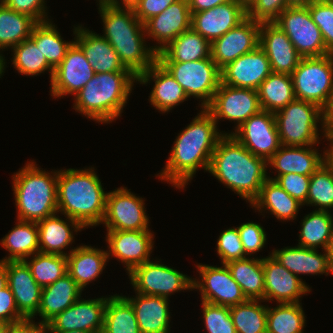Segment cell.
Returning <instances> with one entry per match:
<instances>
[{
    "label": "cell",
    "instance_id": "cell-16",
    "mask_svg": "<svg viewBox=\"0 0 333 333\" xmlns=\"http://www.w3.org/2000/svg\"><path fill=\"white\" fill-rule=\"evenodd\" d=\"M107 299L108 297L88 300L79 298L73 305L43 325V331L82 330L102 333Z\"/></svg>",
    "mask_w": 333,
    "mask_h": 333
},
{
    "label": "cell",
    "instance_id": "cell-13",
    "mask_svg": "<svg viewBox=\"0 0 333 333\" xmlns=\"http://www.w3.org/2000/svg\"><path fill=\"white\" fill-rule=\"evenodd\" d=\"M216 123L220 119L237 122L238 129L252 115L262 110L257 90L220 83L212 102L205 108Z\"/></svg>",
    "mask_w": 333,
    "mask_h": 333
},
{
    "label": "cell",
    "instance_id": "cell-9",
    "mask_svg": "<svg viewBox=\"0 0 333 333\" xmlns=\"http://www.w3.org/2000/svg\"><path fill=\"white\" fill-rule=\"evenodd\" d=\"M181 85L188 98L200 99L206 108L221 83V69L209 58L187 62H159Z\"/></svg>",
    "mask_w": 333,
    "mask_h": 333
},
{
    "label": "cell",
    "instance_id": "cell-7",
    "mask_svg": "<svg viewBox=\"0 0 333 333\" xmlns=\"http://www.w3.org/2000/svg\"><path fill=\"white\" fill-rule=\"evenodd\" d=\"M280 144L283 146H314L319 144L318 123L325 129V111L312 102L295 99L274 113ZM321 120V122H319Z\"/></svg>",
    "mask_w": 333,
    "mask_h": 333
},
{
    "label": "cell",
    "instance_id": "cell-26",
    "mask_svg": "<svg viewBox=\"0 0 333 333\" xmlns=\"http://www.w3.org/2000/svg\"><path fill=\"white\" fill-rule=\"evenodd\" d=\"M75 43L82 49L95 74L130 71L121 63L112 45L101 35L78 25L73 29Z\"/></svg>",
    "mask_w": 333,
    "mask_h": 333
},
{
    "label": "cell",
    "instance_id": "cell-68",
    "mask_svg": "<svg viewBox=\"0 0 333 333\" xmlns=\"http://www.w3.org/2000/svg\"><path fill=\"white\" fill-rule=\"evenodd\" d=\"M98 1H99L98 5H108L111 2V0H98Z\"/></svg>",
    "mask_w": 333,
    "mask_h": 333
},
{
    "label": "cell",
    "instance_id": "cell-59",
    "mask_svg": "<svg viewBox=\"0 0 333 333\" xmlns=\"http://www.w3.org/2000/svg\"><path fill=\"white\" fill-rule=\"evenodd\" d=\"M324 122L328 140H333V97L329 107L325 110Z\"/></svg>",
    "mask_w": 333,
    "mask_h": 333
},
{
    "label": "cell",
    "instance_id": "cell-57",
    "mask_svg": "<svg viewBox=\"0 0 333 333\" xmlns=\"http://www.w3.org/2000/svg\"><path fill=\"white\" fill-rule=\"evenodd\" d=\"M32 320L10 325L6 333H44L43 326Z\"/></svg>",
    "mask_w": 333,
    "mask_h": 333
},
{
    "label": "cell",
    "instance_id": "cell-19",
    "mask_svg": "<svg viewBox=\"0 0 333 333\" xmlns=\"http://www.w3.org/2000/svg\"><path fill=\"white\" fill-rule=\"evenodd\" d=\"M108 259L113 256L124 265L129 273L133 268L150 260L154 245L151 230L121 231L106 230Z\"/></svg>",
    "mask_w": 333,
    "mask_h": 333
},
{
    "label": "cell",
    "instance_id": "cell-23",
    "mask_svg": "<svg viewBox=\"0 0 333 333\" xmlns=\"http://www.w3.org/2000/svg\"><path fill=\"white\" fill-rule=\"evenodd\" d=\"M192 14L188 0H177L163 12L144 23L146 36L158 41L152 48L159 53L181 33L191 28Z\"/></svg>",
    "mask_w": 333,
    "mask_h": 333
},
{
    "label": "cell",
    "instance_id": "cell-31",
    "mask_svg": "<svg viewBox=\"0 0 333 333\" xmlns=\"http://www.w3.org/2000/svg\"><path fill=\"white\" fill-rule=\"evenodd\" d=\"M271 255L286 269L294 275L310 274L328 275L332 273L329 264L328 251L321 254L317 249H309L301 246L285 247L280 250H273Z\"/></svg>",
    "mask_w": 333,
    "mask_h": 333
},
{
    "label": "cell",
    "instance_id": "cell-34",
    "mask_svg": "<svg viewBox=\"0 0 333 333\" xmlns=\"http://www.w3.org/2000/svg\"><path fill=\"white\" fill-rule=\"evenodd\" d=\"M211 43L192 27L157 53L158 62H187L209 58Z\"/></svg>",
    "mask_w": 333,
    "mask_h": 333
},
{
    "label": "cell",
    "instance_id": "cell-54",
    "mask_svg": "<svg viewBox=\"0 0 333 333\" xmlns=\"http://www.w3.org/2000/svg\"><path fill=\"white\" fill-rule=\"evenodd\" d=\"M11 10L32 17L37 23L49 21L45 0H3Z\"/></svg>",
    "mask_w": 333,
    "mask_h": 333
},
{
    "label": "cell",
    "instance_id": "cell-20",
    "mask_svg": "<svg viewBox=\"0 0 333 333\" xmlns=\"http://www.w3.org/2000/svg\"><path fill=\"white\" fill-rule=\"evenodd\" d=\"M264 302L273 299L279 303H298L310 292L309 285L281 265L271 254L263 258Z\"/></svg>",
    "mask_w": 333,
    "mask_h": 333
},
{
    "label": "cell",
    "instance_id": "cell-3",
    "mask_svg": "<svg viewBox=\"0 0 333 333\" xmlns=\"http://www.w3.org/2000/svg\"><path fill=\"white\" fill-rule=\"evenodd\" d=\"M94 169L58 171V212L77 221L84 229L102 224L106 212L107 193Z\"/></svg>",
    "mask_w": 333,
    "mask_h": 333
},
{
    "label": "cell",
    "instance_id": "cell-15",
    "mask_svg": "<svg viewBox=\"0 0 333 333\" xmlns=\"http://www.w3.org/2000/svg\"><path fill=\"white\" fill-rule=\"evenodd\" d=\"M197 269L201 280L193 278V289H199L201 301L232 307L247 300L225 264L217 267L200 263Z\"/></svg>",
    "mask_w": 333,
    "mask_h": 333
},
{
    "label": "cell",
    "instance_id": "cell-14",
    "mask_svg": "<svg viewBox=\"0 0 333 333\" xmlns=\"http://www.w3.org/2000/svg\"><path fill=\"white\" fill-rule=\"evenodd\" d=\"M232 135L255 156L268 161L280 148L274 113L261 110L247 119Z\"/></svg>",
    "mask_w": 333,
    "mask_h": 333
},
{
    "label": "cell",
    "instance_id": "cell-38",
    "mask_svg": "<svg viewBox=\"0 0 333 333\" xmlns=\"http://www.w3.org/2000/svg\"><path fill=\"white\" fill-rule=\"evenodd\" d=\"M262 110L276 113L296 99L291 75L272 72L258 87Z\"/></svg>",
    "mask_w": 333,
    "mask_h": 333
},
{
    "label": "cell",
    "instance_id": "cell-69",
    "mask_svg": "<svg viewBox=\"0 0 333 333\" xmlns=\"http://www.w3.org/2000/svg\"><path fill=\"white\" fill-rule=\"evenodd\" d=\"M239 1L247 5L251 0H239Z\"/></svg>",
    "mask_w": 333,
    "mask_h": 333
},
{
    "label": "cell",
    "instance_id": "cell-10",
    "mask_svg": "<svg viewBox=\"0 0 333 333\" xmlns=\"http://www.w3.org/2000/svg\"><path fill=\"white\" fill-rule=\"evenodd\" d=\"M135 293L169 298L170 294L181 290H192L193 279L176 269L149 260L127 273Z\"/></svg>",
    "mask_w": 333,
    "mask_h": 333
},
{
    "label": "cell",
    "instance_id": "cell-51",
    "mask_svg": "<svg viewBox=\"0 0 333 333\" xmlns=\"http://www.w3.org/2000/svg\"><path fill=\"white\" fill-rule=\"evenodd\" d=\"M288 6L286 0H251L247 5V18L259 23H272Z\"/></svg>",
    "mask_w": 333,
    "mask_h": 333
},
{
    "label": "cell",
    "instance_id": "cell-43",
    "mask_svg": "<svg viewBox=\"0 0 333 333\" xmlns=\"http://www.w3.org/2000/svg\"><path fill=\"white\" fill-rule=\"evenodd\" d=\"M305 313L301 303H279L267 306L266 333H304Z\"/></svg>",
    "mask_w": 333,
    "mask_h": 333
},
{
    "label": "cell",
    "instance_id": "cell-52",
    "mask_svg": "<svg viewBox=\"0 0 333 333\" xmlns=\"http://www.w3.org/2000/svg\"><path fill=\"white\" fill-rule=\"evenodd\" d=\"M268 179L275 180L289 195L302 205L306 204L310 176L290 173L279 175L274 178L268 176Z\"/></svg>",
    "mask_w": 333,
    "mask_h": 333
},
{
    "label": "cell",
    "instance_id": "cell-4",
    "mask_svg": "<svg viewBox=\"0 0 333 333\" xmlns=\"http://www.w3.org/2000/svg\"><path fill=\"white\" fill-rule=\"evenodd\" d=\"M103 21V37L117 52L121 63L135 76H139L157 61V52L145 42L144 24L133 9H118L99 5Z\"/></svg>",
    "mask_w": 333,
    "mask_h": 333
},
{
    "label": "cell",
    "instance_id": "cell-63",
    "mask_svg": "<svg viewBox=\"0 0 333 333\" xmlns=\"http://www.w3.org/2000/svg\"><path fill=\"white\" fill-rule=\"evenodd\" d=\"M327 251H328V255H329L330 268H331V271L333 274V233H332L330 244H329Z\"/></svg>",
    "mask_w": 333,
    "mask_h": 333
},
{
    "label": "cell",
    "instance_id": "cell-8",
    "mask_svg": "<svg viewBox=\"0 0 333 333\" xmlns=\"http://www.w3.org/2000/svg\"><path fill=\"white\" fill-rule=\"evenodd\" d=\"M296 99L317 104L324 111L333 97V54L302 57L291 74Z\"/></svg>",
    "mask_w": 333,
    "mask_h": 333
},
{
    "label": "cell",
    "instance_id": "cell-67",
    "mask_svg": "<svg viewBox=\"0 0 333 333\" xmlns=\"http://www.w3.org/2000/svg\"><path fill=\"white\" fill-rule=\"evenodd\" d=\"M9 326L10 325L8 323L0 320V333H6V330Z\"/></svg>",
    "mask_w": 333,
    "mask_h": 333
},
{
    "label": "cell",
    "instance_id": "cell-29",
    "mask_svg": "<svg viewBox=\"0 0 333 333\" xmlns=\"http://www.w3.org/2000/svg\"><path fill=\"white\" fill-rule=\"evenodd\" d=\"M124 297L134 309L141 333H168L170 331L169 299L138 293L134 298Z\"/></svg>",
    "mask_w": 333,
    "mask_h": 333
},
{
    "label": "cell",
    "instance_id": "cell-58",
    "mask_svg": "<svg viewBox=\"0 0 333 333\" xmlns=\"http://www.w3.org/2000/svg\"><path fill=\"white\" fill-rule=\"evenodd\" d=\"M232 0H188L191 13L202 12Z\"/></svg>",
    "mask_w": 333,
    "mask_h": 333
},
{
    "label": "cell",
    "instance_id": "cell-40",
    "mask_svg": "<svg viewBox=\"0 0 333 333\" xmlns=\"http://www.w3.org/2000/svg\"><path fill=\"white\" fill-rule=\"evenodd\" d=\"M37 22L30 16L0 4V50L13 48L31 37ZM1 53V52H0ZM2 55V54H0Z\"/></svg>",
    "mask_w": 333,
    "mask_h": 333
},
{
    "label": "cell",
    "instance_id": "cell-6",
    "mask_svg": "<svg viewBox=\"0 0 333 333\" xmlns=\"http://www.w3.org/2000/svg\"><path fill=\"white\" fill-rule=\"evenodd\" d=\"M41 169L31 161L12 176L18 220L37 223L58 213V170L51 175Z\"/></svg>",
    "mask_w": 333,
    "mask_h": 333
},
{
    "label": "cell",
    "instance_id": "cell-18",
    "mask_svg": "<svg viewBox=\"0 0 333 333\" xmlns=\"http://www.w3.org/2000/svg\"><path fill=\"white\" fill-rule=\"evenodd\" d=\"M260 26L261 23L246 18L211 43V59L222 69L238 57L254 51L259 46Z\"/></svg>",
    "mask_w": 333,
    "mask_h": 333
},
{
    "label": "cell",
    "instance_id": "cell-24",
    "mask_svg": "<svg viewBox=\"0 0 333 333\" xmlns=\"http://www.w3.org/2000/svg\"><path fill=\"white\" fill-rule=\"evenodd\" d=\"M5 265L7 285L14 295L18 311L26 320L33 321L40 307L42 287L24 260L7 261Z\"/></svg>",
    "mask_w": 333,
    "mask_h": 333
},
{
    "label": "cell",
    "instance_id": "cell-2",
    "mask_svg": "<svg viewBox=\"0 0 333 333\" xmlns=\"http://www.w3.org/2000/svg\"><path fill=\"white\" fill-rule=\"evenodd\" d=\"M267 161L255 156L232 135H224L212 154L208 172L250 205L268 179Z\"/></svg>",
    "mask_w": 333,
    "mask_h": 333
},
{
    "label": "cell",
    "instance_id": "cell-35",
    "mask_svg": "<svg viewBox=\"0 0 333 333\" xmlns=\"http://www.w3.org/2000/svg\"><path fill=\"white\" fill-rule=\"evenodd\" d=\"M251 206L260 213L268 210L278 220L287 221L296 219L299 208L303 205L289 195L275 180L267 179Z\"/></svg>",
    "mask_w": 333,
    "mask_h": 333
},
{
    "label": "cell",
    "instance_id": "cell-1",
    "mask_svg": "<svg viewBox=\"0 0 333 333\" xmlns=\"http://www.w3.org/2000/svg\"><path fill=\"white\" fill-rule=\"evenodd\" d=\"M213 116L202 108L174 141L164 169L157 176L178 189H184L198 169L208 171L218 141L227 133L219 132Z\"/></svg>",
    "mask_w": 333,
    "mask_h": 333
},
{
    "label": "cell",
    "instance_id": "cell-41",
    "mask_svg": "<svg viewBox=\"0 0 333 333\" xmlns=\"http://www.w3.org/2000/svg\"><path fill=\"white\" fill-rule=\"evenodd\" d=\"M30 39L37 45L54 69L62 62L67 50L75 42L63 40L55 24L51 21L37 23L33 27Z\"/></svg>",
    "mask_w": 333,
    "mask_h": 333
},
{
    "label": "cell",
    "instance_id": "cell-11",
    "mask_svg": "<svg viewBox=\"0 0 333 333\" xmlns=\"http://www.w3.org/2000/svg\"><path fill=\"white\" fill-rule=\"evenodd\" d=\"M286 33L302 57H319L330 54L321 32L312 20L308 6L287 7L273 22Z\"/></svg>",
    "mask_w": 333,
    "mask_h": 333
},
{
    "label": "cell",
    "instance_id": "cell-66",
    "mask_svg": "<svg viewBox=\"0 0 333 333\" xmlns=\"http://www.w3.org/2000/svg\"><path fill=\"white\" fill-rule=\"evenodd\" d=\"M6 63L7 62H5V58L2 55H0V78H1L2 74H4V69L6 68L5 67Z\"/></svg>",
    "mask_w": 333,
    "mask_h": 333
},
{
    "label": "cell",
    "instance_id": "cell-62",
    "mask_svg": "<svg viewBox=\"0 0 333 333\" xmlns=\"http://www.w3.org/2000/svg\"><path fill=\"white\" fill-rule=\"evenodd\" d=\"M314 0H286L289 7L308 6Z\"/></svg>",
    "mask_w": 333,
    "mask_h": 333
},
{
    "label": "cell",
    "instance_id": "cell-17",
    "mask_svg": "<svg viewBox=\"0 0 333 333\" xmlns=\"http://www.w3.org/2000/svg\"><path fill=\"white\" fill-rule=\"evenodd\" d=\"M95 75L82 49L74 42L62 62L54 69L50 82L51 96L59 98L78 93Z\"/></svg>",
    "mask_w": 333,
    "mask_h": 333
},
{
    "label": "cell",
    "instance_id": "cell-53",
    "mask_svg": "<svg viewBox=\"0 0 333 333\" xmlns=\"http://www.w3.org/2000/svg\"><path fill=\"white\" fill-rule=\"evenodd\" d=\"M238 228L240 239L246 255L259 252L266 244V232L264 228L252 222L242 223Z\"/></svg>",
    "mask_w": 333,
    "mask_h": 333
},
{
    "label": "cell",
    "instance_id": "cell-33",
    "mask_svg": "<svg viewBox=\"0 0 333 333\" xmlns=\"http://www.w3.org/2000/svg\"><path fill=\"white\" fill-rule=\"evenodd\" d=\"M108 262L107 251L82 245L70 249L67 255V273L83 290L99 277Z\"/></svg>",
    "mask_w": 333,
    "mask_h": 333
},
{
    "label": "cell",
    "instance_id": "cell-25",
    "mask_svg": "<svg viewBox=\"0 0 333 333\" xmlns=\"http://www.w3.org/2000/svg\"><path fill=\"white\" fill-rule=\"evenodd\" d=\"M259 47L267 55L275 73L291 75L302 59L286 33L273 22L261 23Z\"/></svg>",
    "mask_w": 333,
    "mask_h": 333
},
{
    "label": "cell",
    "instance_id": "cell-55",
    "mask_svg": "<svg viewBox=\"0 0 333 333\" xmlns=\"http://www.w3.org/2000/svg\"><path fill=\"white\" fill-rule=\"evenodd\" d=\"M0 320L9 325L26 321L19 313L14 295L8 285L0 290Z\"/></svg>",
    "mask_w": 333,
    "mask_h": 333
},
{
    "label": "cell",
    "instance_id": "cell-45",
    "mask_svg": "<svg viewBox=\"0 0 333 333\" xmlns=\"http://www.w3.org/2000/svg\"><path fill=\"white\" fill-rule=\"evenodd\" d=\"M12 64L15 70L23 75L37 76L45 71L50 72V82L54 68L47 62V59L29 38L13 48Z\"/></svg>",
    "mask_w": 333,
    "mask_h": 333
},
{
    "label": "cell",
    "instance_id": "cell-47",
    "mask_svg": "<svg viewBox=\"0 0 333 333\" xmlns=\"http://www.w3.org/2000/svg\"><path fill=\"white\" fill-rule=\"evenodd\" d=\"M306 205L318 210L333 208V167L326 161L311 176Z\"/></svg>",
    "mask_w": 333,
    "mask_h": 333
},
{
    "label": "cell",
    "instance_id": "cell-48",
    "mask_svg": "<svg viewBox=\"0 0 333 333\" xmlns=\"http://www.w3.org/2000/svg\"><path fill=\"white\" fill-rule=\"evenodd\" d=\"M201 302L204 326L208 333H236L229 307Z\"/></svg>",
    "mask_w": 333,
    "mask_h": 333
},
{
    "label": "cell",
    "instance_id": "cell-5",
    "mask_svg": "<svg viewBox=\"0 0 333 333\" xmlns=\"http://www.w3.org/2000/svg\"><path fill=\"white\" fill-rule=\"evenodd\" d=\"M135 82L131 71L95 74L74 95L73 109L98 123H110L122 114Z\"/></svg>",
    "mask_w": 333,
    "mask_h": 333
},
{
    "label": "cell",
    "instance_id": "cell-37",
    "mask_svg": "<svg viewBox=\"0 0 333 333\" xmlns=\"http://www.w3.org/2000/svg\"><path fill=\"white\" fill-rule=\"evenodd\" d=\"M233 279L240 285L241 290L249 300L264 301V269L263 258L233 260L225 264Z\"/></svg>",
    "mask_w": 333,
    "mask_h": 333
},
{
    "label": "cell",
    "instance_id": "cell-22",
    "mask_svg": "<svg viewBox=\"0 0 333 333\" xmlns=\"http://www.w3.org/2000/svg\"><path fill=\"white\" fill-rule=\"evenodd\" d=\"M272 73L265 52L258 46L254 51L238 57L221 69V83L257 90Z\"/></svg>",
    "mask_w": 333,
    "mask_h": 333
},
{
    "label": "cell",
    "instance_id": "cell-28",
    "mask_svg": "<svg viewBox=\"0 0 333 333\" xmlns=\"http://www.w3.org/2000/svg\"><path fill=\"white\" fill-rule=\"evenodd\" d=\"M326 161V150L321 155L312 146L281 145L279 150L267 161V166L270 165L278 172L276 176L290 173L311 176Z\"/></svg>",
    "mask_w": 333,
    "mask_h": 333
},
{
    "label": "cell",
    "instance_id": "cell-60",
    "mask_svg": "<svg viewBox=\"0 0 333 333\" xmlns=\"http://www.w3.org/2000/svg\"><path fill=\"white\" fill-rule=\"evenodd\" d=\"M141 0H111L108 4L114 8L118 9H135L136 6L140 3ZM122 3V4H121Z\"/></svg>",
    "mask_w": 333,
    "mask_h": 333
},
{
    "label": "cell",
    "instance_id": "cell-32",
    "mask_svg": "<svg viewBox=\"0 0 333 333\" xmlns=\"http://www.w3.org/2000/svg\"><path fill=\"white\" fill-rule=\"evenodd\" d=\"M56 215L57 213L37 222L40 252L67 256V252L63 250L74 242L73 231L78 232L84 228L67 216L64 221Z\"/></svg>",
    "mask_w": 333,
    "mask_h": 333
},
{
    "label": "cell",
    "instance_id": "cell-44",
    "mask_svg": "<svg viewBox=\"0 0 333 333\" xmlns=\"http://www.w3.org/2000/svg\"><path fill=\"white\" fill-rule=\"evenodd\" d=\"M262 300H249L229 307L236 333H266L267 306Z\"/></svg>",
    "mask_w": 333,
    "mask_h": 333
},
{
    "label": "cell",
    "instance_id": "cell-70",
    "mask_svg": "<svg viewBox=\"0 0 333 333\" xmlns=\"http://www.w3.org/2000/svg\"><path fill=\"white\" fill-rule=\"evenodd\" d=\"M318 1H328V2H333V0H318Z\"/></svg>",
    "mask_w": 333,
    "mask_h": 333
},
{
    "label": "cell",
    "instance_id": "cell-50",
    "mask_svg": "<svg viewBox=\"0 0 333 333\" xmlns=\"http://www.w3.org/2000/svg\"><path fill=\"white\" fill-rule=\"evenodd\" d=\"M217 254L222 260L221 264L246 258L247 255L243 249L237 227L228 228L221 232L217 239Z\"/></svg>",
    "mask_w": 333,
    "mask_h": 333
},
{
    "label": "cell",
    "instance_id": "cell-36",
    "mask_svg": "<svg viewBox=\"0 0 333 333\" xmlns=\"http://www.w3.org/2000/svg\"><path fill=\"white\" fill-rule=\"evenodd\" d=\"M18 223L0 241L9 255L0 261H20L29 259L40 252L38 239V225L36 222L17 220Z\"/></svg>",
    "mask_w": 333,
    "mask_h": 333
},
{
    "label": "cell",
    "instance_id": "cell-56",
    "mask_svg": "<svg viewBox=\"0 0 333 333\" xmlns=\"http://www.w3.org/2000/svg\"><path fill=\"white\" fill-rule=\"evenodd\" d=\"M177 0H141L134 9L135 16L144 24L150 18L163 12Z\"/></svg>",
    "mask_w": 333,
    "mask_h": 333
},
{
    "label": "cell",
    "instance_id": "cell-30",
    "mask_svg": "<svg viewBox=\"0 0 333 333\" xmlns=\"http://www.w3.org/2000/svg\"><path fill=\"white\" fill-rule=\"evenodd\" d=\"M82 289L66 273L54 283L42 288L40 307L37 312L42 318L40 325H46L57 314L73 305L82 294Z\"/></svg>",
    "mask_w": 333,
    "mask_h": 333
},
{
    "label": "cell",
    "instance_id": "cell-65",
    "mask_svg": "<svg viewBox=\"0 0 333 333\" xmlns=\"http://www.w3.org/2000/svg\"><path fill=\"white\" fill-rule=\"evenodd\" d=\"M91 333L88 331H82V330H72V331H44V333Z\"/></svg>",
    "mask_w": 333,
    "mask_h": 333
},
{
    "label": "cell",
    "instance_id": "cell-21",
    "mask_svg": "<svg viewBox=\"0 0 333 333\" xmlns=\"http://www.w3.org/2000/svg\"><path fill=\"white\" fill-rule=\"evenodd\" d=\"M191 14V27L212 43L244 21L247 18V9L244 3L232 0Z\"/></svg>",
    "mask_w": 333,
    "mask_h": 333
},
{
    "label": "cell",
    "instance_id": "cell-42",
    "mask_svg": "<svg viewBox=\"0 0 333 333\" xmlns=\"http://www.w3.org/2000/svg\"><path fill=\"white\" fill-rule=\"evenodd\" d=\"M102 333H141L134 309L124 296L108 297Z\"/></svg>",
    "mask_w": 333,
    "mask_h": 333
},
{
    "label": "cell",
    "instance_id": "cell-27",
    "mask_svg": "<svg viewBox=\"0 0 333 333\" xmlns=\"http://www.w3.org/2000/svg\"><path fill=\"white\" fill-rule=\"evenodd\" d=\"M152 79L155 83L150 92L149 101L162 113L186 101L188 96L175 78L156 61L150 68L137 77V82L147 84Z\"/></svg>",
    "mask_w": 333,
    "mask_h": 333
},
{
    "label": "cell",
    "instance_id": "cell-12",
    "mask_svg": "<svg viewBox=\"0 0 333 333\" xmlns=\"http://www.w3.org/2000/svg\"><path fill=\"white\" fill-rule=\"evenodd\" d=\"M144 201L125 187L110 191L106 196V212L102 223L107 230H149Z\"/></svg>",
    "mask_w": 333,
    "mask_h": 333
},
{
    "label": "cell",
    "instance_id": "cell-46",
    "mask_svg": "<svg viewBox=\"0 0 333 333\" xmlns=\"http://www.w3.org/2000/svg\"><path fill=\"white\" fill-rule=\"evenodd\" d=\"M25 259L37 284L44 288L67 273V256L37 252Z\"/></svg>",
    "mask_w": 333,
    "mask_h": 333
},
{
    "label": "cell",
    "instance_id": "cell-64",
    "mask_svg": "<svg viewBox=\"0 0 333 333\" xmlns=\"http://www.w3.org/2000/svg\"><path fill=\"white\" fill-rule=\"evenodd\" d=\"M330 141V148L329 150H326V155H327V161L328 163L333 167V140H328Z\"/></svg>",
    "mask_w": 333,
    "mask_h": 333
},
{
    "label": "cell",
    "instance_id": "cell-39",
    "mask_svg": "<svg viewBox=\"0 0 333 333\" xmlns=\"http://www.w3.org/2000/svg\"><path fill=\"white\" fill-rule=\"evenodd\" d=\"M333 215L331 211L314 210L301 221L298 246L327 250L333 233Z\"/></svg>",
    "mask_w": 333,
    "mask_h": 333
},
{
    "label": "cell",
    "instance_id": "cell-61",
    "mask_svg": "<svg viewBox=\"0 0 333 333\" xmlns=\"http://www.w3.org/2000/svg\"><path fill=\"white\" fill-rule=\"evenodd\" d=\"M7 286V272L5 262L0 261V290Z\"/></svg>",
    "mask_w": 333,
    "mask_h": 333
},
{
    "label": "cell",
    "instance_id": "cell-49",
    "mask_svg": "<svg viewBox=\"0 0 333 333\" xmlns=\"http://www.w3.org/2000/svg\"><path fill=\"white\" fill-rule=\"evenodd\" d=\"M308 9L320 29L326 50L333 54V2L314 0Z\"/></svg>",
    "mask_w": 333,
    "mask_h": 333
}]
</instances>
